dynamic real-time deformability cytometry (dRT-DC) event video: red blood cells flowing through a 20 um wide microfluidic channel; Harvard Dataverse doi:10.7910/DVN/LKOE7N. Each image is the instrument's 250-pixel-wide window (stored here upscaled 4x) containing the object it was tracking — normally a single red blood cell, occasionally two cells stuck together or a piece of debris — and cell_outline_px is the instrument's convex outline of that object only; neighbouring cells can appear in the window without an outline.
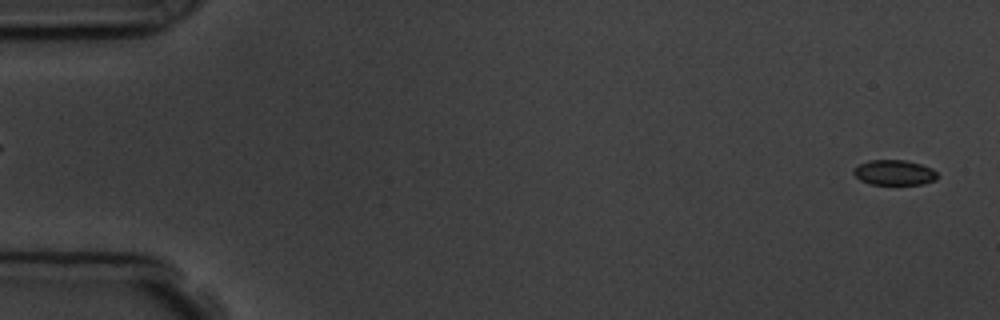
{"species": "common noctule bat (a hibernating species)", "species_latin": "Nyctalus noctula", "temperature_condition": "room temperature", "stored_images_in_passage": 5, "segment_of_instrument_passage": [2, 2], "camera_frame_rate_fps": 3000, "um_per_image_px": 0.085, "animal": {"sex": "male", "body_mass_g": 19.5, "forearm_length_mm": 54.6}, "frame": {"image": 1, "passage_image": 5, "time_ms": 5.667, "image_size_px": [1000, 320], "cell_outline_px": [[940, 176], [936, 180], [924, 184], [872, 184], [860, 180], [852, 172], [852, 168], [868, 160], [904, 160], [920, 164], [932, 168]], "centroid_in_image_um": [76.02, 14.67], "position_along_channel_um": 9.0, "area_um2": 12.37}}